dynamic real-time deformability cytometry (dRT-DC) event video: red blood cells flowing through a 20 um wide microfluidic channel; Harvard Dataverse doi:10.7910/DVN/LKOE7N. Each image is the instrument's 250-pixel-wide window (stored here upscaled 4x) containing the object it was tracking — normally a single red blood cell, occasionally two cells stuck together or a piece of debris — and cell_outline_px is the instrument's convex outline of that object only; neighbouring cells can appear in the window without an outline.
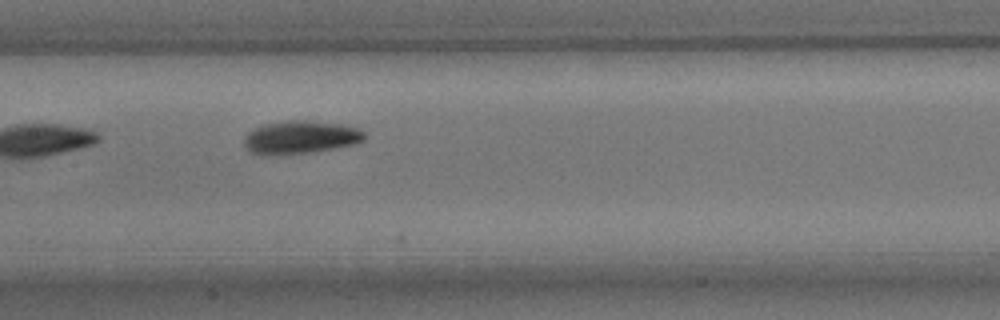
{"species": "common noctule bat (a hibernating species)", "species_latin": "Nyctalus noctula", "temperature_condition": "room temperature", "stored_images_in_passage": 5, "camera_frame_rate_fps": 3000, "um_per_image_px": 0.085, "animal": {"sex": "male", "body_mass_g": 15.6}, "frame": {"image": 1, "passage_image": 5, "time_ms": 4.667, "image_size_px": [1000, 320], "cell_outline_px": [[364, 140], [352, 144], [312, 152], [252, 152], [244, 144], [244, 140], [248, 132], [264, 124], [288, 120], [304, 120], [340, 124], [356, 128], [364, 132]], "centroid_in_image_um": [25.58, 11.62], "position_along_channel_um": 181.8, "area_um2": 21.96}}